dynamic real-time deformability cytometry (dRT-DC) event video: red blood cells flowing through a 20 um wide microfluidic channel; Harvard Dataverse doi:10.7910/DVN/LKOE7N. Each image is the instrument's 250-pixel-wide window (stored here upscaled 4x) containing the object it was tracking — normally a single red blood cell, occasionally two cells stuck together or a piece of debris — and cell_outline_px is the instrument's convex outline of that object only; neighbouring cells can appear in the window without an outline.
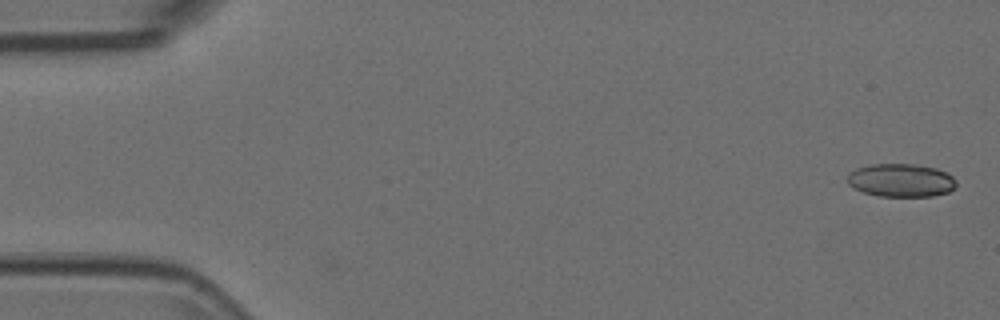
{"species": "Egyptian fruit bat (a non-hibernating species)", "species_latin": "Rousettus aegyptiacus", "temperature_condition": "room temperature", "stored_images_in_passage": 7, "camera_frame_rate_fps": 3000, "um_per_image_px": 0.085, "animal": {"sex": "female"}, "frame": {"image": 1, "passage_image": 1, "time_ms": 0.0, "image_size_px": [1000, 320], "cell_outline_px": [[956, 184], [948, 192], [932, 196], [880, 196], [864, 192], [852, 188], [848, 184], [848, 172], [856, 168], [868, 164], [912, 164], [936, 168], [948, 172], [956, 180]], "centroid_in_image_um": [76.56, 15.31], "position_along_channel_um": 8.4, "area_um2": 21.15}}